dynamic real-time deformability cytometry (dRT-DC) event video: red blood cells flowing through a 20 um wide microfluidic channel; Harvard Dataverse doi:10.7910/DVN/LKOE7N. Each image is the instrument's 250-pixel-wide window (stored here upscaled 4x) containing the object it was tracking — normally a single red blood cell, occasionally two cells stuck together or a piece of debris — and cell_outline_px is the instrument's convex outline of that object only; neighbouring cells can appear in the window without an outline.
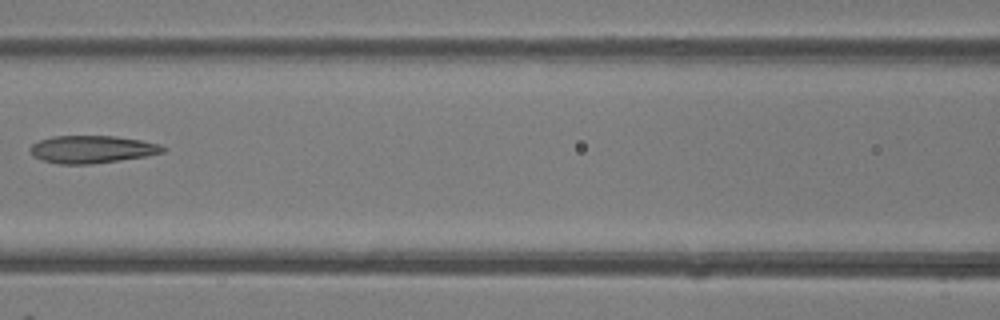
{"species": "common noctule bat (a hibernating species)", "species_latin": "Nyctalus noctula", "temperature_condition": "room temperature", "stored_images_in_passage": 6, "camera_frame_rate_fps": 3000, "um_per_image_px": 0.085, "animal": {"sex": "female"}, "frame": {"image": 1, "passage_image": 6, "time_ms": 6.333, "image_size_px": [1000, 320], "cell_outline_px": [[168, 148], [164, 152], [144, 156], [92, 164], [60, 164], [44, 160], [32, 156], [28, 148], [32, 144], [40, 140], [52, 136], [116, 136], [140, 140], [160, 144]], "centroid_in_image_um": [7.8, 12.68], "position_along_channel_um": 158.8, "area_um2": 21.27}}